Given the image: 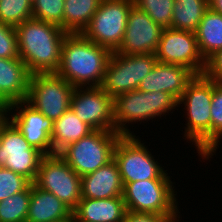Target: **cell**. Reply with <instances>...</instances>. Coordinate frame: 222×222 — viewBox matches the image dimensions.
<instances>
[{"mask_svg":"<svg viewBox=\"0 0 222 222\" xmlns=\"http://www.w3.org/2000/svg\"><path fill=\"white\" fill-rule=\"evenodd\" d=\"M17 49L31 74L56 73L68 35L60 26L30 18L15 27Z\"/></svg>","mask_w":222,"mask_h":222,"instance_id":"cell-1","label":"cell"},{"mask_svg":"<svg viewBox=\"0 0 222 222\" xmlns=\"http://www.w3.org/2000/svg\"><path fill=\"white\" fill-rule=\"evenodd\" d=\"M112 53L82 34H68L62 44L56 74L74 87L101 86Z\"/></svg>","mask_w":222,"mask_h":222,"instance_id":"cell-2","label":"cell"},{"mask_svg":"<svg viewBox=\"0 0 222 222\" xmlns=\"http://www.w3.org/2000/svg\"><path fill=\"white\" fill-rule=\"evenodd\" d=\"M213 96V80L203 75L195 77L187 84L178 100L186 109L187 127L184 139L194 143L197 153L203 159L211 158V99Z\"/></svg>","mask_w":222,"mask_h":222,"instance_id":"cell-3","label":"cell"},{"mask_svg":"<svg viewBox=\"0 0 222 222\" xmlns=\"http://www.w3.org/2000/svg\"><path fill=\"white\" fill-rule=\"evenodd\" d=\"M113 105L115 131L120 136H135L128 129L129 123L140 122L141 124L142 121L147 120L146 122H148L155 117L166 116V113L178 107V100L170 93L163 91L142 92L133 90L118 95L113 99Z\"/></svg>","mask_w":222,"mask_h":222,"instance_id":"cell-4","label":"cell"},{"mask_svg":"<svg viewBox=\"0 0 222 222\" xmlns=\"http://www.w3.org/2000/svg\"><path fill=\"white\" fill-rule=\"evenodd\" d=\"M120 137L116 131L94 130L66 146L58 155L82 177L114 159V149Z\"/></svg>","mask_w":222,"mask_h":222,"instance_id":"cell-5","label":"cell"},{"mask_svg":"<svg viewBox=\"0 0 222 222\" xmlns=\"http://www.w3.org/2000/svg\"><path fill=\"white\" fill-rule=\"evenodd\" d=\"M174 183L170 179H149L123 186V200L131 212L178 215L179 206Z\"/></svg>","mask_w":222,"mask_h":222,"instance_id":"cell-6","label":"cell"},{"mask_svg":"<svg viewBox=\"0 0 222 222\" xmlns=\"http://www.w3.org/2000/svg\"><path fill=\"white\" fill-rule=\"evenodd\" d=\"M138 136H121L114 149L116 161L123 186L129 182L149 179H170Z\"/></svg>","mask_w":222,"mask_h":222,"instance_id":"cell-7","label":"cell"},{"mask_svg":"<svg viewBox=\"0 0 222 222\" xmlns=\"http://www.w3.org/2000/svg\"><path fill=\"white\" fill-rule=\"evenodd\" d=\"M134 0H101L82 35L112 52L121 45Z\"/></svg>","mask_w":222,"mask_h":222,"instance_id":"cell-8","label":"cell"},{"mask_svg":"<svg viewBox=\"0 0 222 222\" xmlns=\"http://www.w3.org/2000/svg\"><path fill=\"white\" fill-rule=\"evenodd\" d=\"M157 63L156 55H124L113 52L105 70L102 89L113 99L120 94L138 90L142 79Z\"/></svg>","mask_w":222,"mask_h":222,"instance_id":"cell-9","label":"cell"},{"mask_svg":"<svg viewBox=\"0 0 222 222\" xmlns=\"http://www.w3.org/2000/svg\"><path fill=\"white\" fill-rule=\"evenodd\" d=\"M74 89L56 73L31 74L26 101L54 122L70 109Z\"/></svg>","mask_w":222,"mask_h":222,"instance_id":"cell-10","label":"cell"},{"mask_svg":"<svg viewBox=\"0 0 222 222\" xmlns=\"http://www.w3.org/2000/svg\"><path fill=\"white\" fill-rule=\"evenodd\" d=\"M33 184L66 204L72 211L82 198L81 177L58 155H45Z\"/></svg>","mask_w":222,"mask_h":222,"instance_id":"cell-11","label":"cell"},{"mask_svg":"<svg viewBox=\"0 0 222 222\" xmlns=\"http://www.w3.org/2000/svg\"><path fill=\"white\" fill-rule=\"evenodd\" d=\"M44 156L25 140L23 134L7 118L0 127V167L12 170L33 183Z\"/></svg>","mask_w":222,"mask_h":222,"instance_id":"cell-12","label":"cell"},{"mask_svg":"<svg viewBox=\"0 0 222 222\" xmlns=\"http://www.w3.org/2000/svg\"><path fill=\"white\" fill-rule=\"evenodd\" d=\"M157 62L182 65L195 75H203L206 61L202 57L195 32L163 28L155 53Z\"/></svg>","mask_w":222,"mask_h":222,"instance_id":"cell-13","label":"cell"},{"mask_svg":"<svg viewBox=\"0 0 222 222\" xmlns=\"http://www.w3.org/2000/svg\"><path fill=\"white\" fill-rule=\"evenodd\" d=\"M70 109L94 130L115 131L113 98L101 86L75 87Z\"/></svg>","mask_w":222,"mask_h":222,"instance_id":"cell-14","label":"cell"},{"mask_svg":"<svg viewBox=\"0 0 222 222\" xmlns=\"http://www.w3.org/2000/svg\"><path fill=\"white\" fill-rule=\"evenodd\" d=\"M8 113V119L17 127L32 147L38 149L44 155L54 154L51 141L54 125L52 120L37 111L27 101H17L10 104Z\"/></svg>","mask_w":222,"mask_h":222,"instance_id":"cell-15","label":"cell"},{"mask_svg":"<svg viewBox=\"0 0 222 222\" xmlns=\"http://www.w3.org/2000/svg\"><path fill=\"white\" fill-rule=\"evenodd\" d=\"M163 28L156 24L146 12L132 5L123 41L115 51L119 54H155Z\"/></svg>","mask_w":222,"mask_h":222,"instance_id":"cell-16","label":"cell"},{"mask_svg":"<svg viewBox=\"0 0 222 222\" xmlns=\"http://www.w3.org/2000/svg\"><path fill=\"white\" fill-rule=\"evenodd\" d=\"M194 77L195 74L185 66L157 62L151 72L142 79L138 90L163 91L179 100L187 84Z\"/></svg>","mask_w":222,"mask_h":222,"instance_id":"cell-17","label":"cell"},{"mask_svg":"<svg viewBox=\"0 0 222 222\" xmlns=\"http://www.w3.org/2000/svg\"><path fill=\"white\" fill-rule=\"evenodd\" d=\"M81 195V199L122 197L123 183L114 159L96 171L81 177Z\"/></svg>","mask_w":222,"mask_h":222,"instance_id":"cell-18","label":"cell"},{"mask_svg":"<svg viewBox=\"0 0 222 222\" xmlns=\"http://www.w3.org/2000/svg\"><path fill=\"white\" fill-rule=\"evenodd\" d=\"M31 73L23 60L0 58V94L10 103L26 101Z\"/></svg>","mask_w":222,"mask_h":222,"instance_id":"cell-19","label":"cell"},{"mask_svg":"<svg viewBox=\"0 0 222 222\" xmlns=\"http://www.w3.org/2000/svg\"><path fill=\"white\" fill-rule=\"evenodd\" d=\"M126 211L123 197L81 199L72 215L78 222H123Z\"/></svg>","mask_w":222,"mask_h":222,"instance_id":"cell-20","label":"cell"},{"mask_svg":"<svg viewBox=\"0 0 222 222\" xmlns=\"http://www.w3.org/2000/svg\"><path fill=\"white\" fill-rule=\"evenodd\" d=\"M72 210L53 193L31 183V198L26 222H60L69 218Z\"/></svg>","mask_w":222,"mask_h":222,"instance_id":"cell-21","label":"cell"},{"mask_svg":"<svg viewBox=\"0 0 222 222\" xmlns=\"http://www.w3.org/2000/svg\"><path fill=\"white\" fill-rule=\"evenodd\" d=\"M94 129L81 121L71 110H67L60 118L54 121L51 134L52 149L58 154L71 143L89 135Z\"/></svg>","mask_w":222,"mask_h":222,"instance_id":"cell-22","label":"cell"},{"mask_svg":"<svg viewBox=\"0 0 222 222\" xmlns=\"http://www.w3.org/2000/svg\"><path fill=\"white\" fill-rule=\"evenodd\" d=\"M199 51L207 61L222 50V15L208 9L195 31Z\"/></svg>","mask_w":222,"mask_h":222,"instance_id":"cell-23","label":"cell"},{"mask_svg":"<svg viewBox=\"0 0 222 222\" xmlns=\"http://www.w3.org/2000/svg\"><path fill=\"white\" fill-rule=\"evenodd\" d=\"M101 0H64L63 30L82 34L98 10Z\"/></svg>","mask_w":222,"mask_h":222,"instance_id":"cell-24","label":"cell"},{"mask_svg":"<svg viewBox=\"0 0 222 222\" xmlns=\"http://www.w3.org/2000/svg\"><path fill=\"white\" fill-rule=\"evenodd\" d=\"M207 10L208 0H175L170 28L195 32Z\"/></svg>","mask_w":222,"mask_h":222,"instance_id":"cell-25","label":"cell"},{"mask_svg":"<svg viewBox=\"0 0 222 222\" xmlns=\"http://www.w3.org/2000/svg\"><path fill=\"white\" fill-rule=\"evenodd\" d=\"M31 198V184L19 193L0 201V222H26Z\"/></svg>","mask_w":222,"mask_h":222,"instance_id":"cell-26","label":"cell"},{"mask_svg":"<svg viewBox=\"0 0 222 222\" xmlns=\"http://www.w3.org/2000/svg\"><path fill=\"white\" fill-rule=\"evenodd\" d=\"M32 18V0H0V21L12 27Z\"/></svg>","mask_w":222,"mask_h":222,"instance_id":"cell-27","label":"cell"},{"mask_svg":"<svg viewBox=\"0 0 222 222\" xmlns=\"http://www.w3.org/2000/svg\"><path fill=\"white\" fill-rule=\"evenodd\" d=\"M175 0H134V4L162 28H170Z\"/></svg>","mask_w":222,"mask_h":222,"instance_id":"cell-28","label":"cell"},{"mask_svg":"<svg viewBox=\"0 0 222 222\" xmlns=\"http://www.w3.org/2000/svg\"><path fill=\"white\" fill-rule=\"evenodd\" d=\"M64 0H32V17L63 29Z\"/></svg>","mask_w":222,"mask_h":222,"instance_id":"cell-29","label":"cell"},{"mask_svg":"<svg viewBox=\"0 0 222 222\" xmlns=\"http://www.w3.org/2000/svg\"><path fill=\"white\" fill-rule=\"evenodd\" d=\"M211 157L216 153L222 138V83L213 80L211 99ZM219 142V143H218Z\"/></svg>","mask_w":222,"mask_h":222,"instance_id":"cell-30","label":"cell"},{"mask_svg":"<svg viewBox=\"0 0 222 222\" xmlns=\"http://www.w3.org/2000/svg\"><path fill=\"white\" fill-rule=\"evenodd\" d=\"M30 184L24 176L0 167V201L24 191Z\"/></svg>","mask_w":222,"mask_h":222,"instance_id":"cell-31","label":"cell"},{"mask_svg":"<svg viewBox=\"0 0 222 222\" xmlns=\"http://www.w3.org/2000/svg\"><path fill=\"white\" fill-rule=\"evenodd\" d=\"M17 34L15 27L0 21V58H18Z\"/></svg>","mask_w":222,"mask_h":222,"instance_id":"cell-32","label":"cell"},{"mask_svg":"<svg viewBox=\"0 0 222 222\" xmlns=\"http://www.w3.org/2000/svg\"><path fill=\"white\" fill-rule=\"evenodd\" d=\"M179 218L180 215H158L127 210L123 222H177Z\"/></svg>","mask_w":222,"mask_h":222,"instance_id":"cell-33","label":"cell"},{"mask_svg":"<svg viewBox=\"0 0 222 222\" xmlns=\"http://www.w3.org/2000/svg\"><path fill=\"white\" fill-rule=\"evenodd\" d=\"M204 75L217 83H222V50L216 52L206 61Z\"/></svg>","mask_w":222,"mask_h":222,"instance_id":"cell-34","label":"cell"},{"mask_svg":"<svg viewBox=\"0 0 222 222\" xmlns=\"http://www.w3.org/2000/svg\"><path fill=\"white\" fill-rule=\"evenodd\" d=\"M208 9L222 15V0H208Z\"/></svg>","mask_w":222,"mask_h":222,"instance_id":"cell-35","label":"cell"},{"mask_svg":"<svg viewBox=\"0 0 222 222\" xmlns=\"http://www.w3.org/2000/svg\"><path fill=\"white\" fill-rule=\"evenodd\" d=\"M8 109L0 108V127L8 118Z\"/></svg>","mask_w":222,"mask_h":222,"instance_id":"cell-36","label":"cell"},{"mask_svg":"<svg viewBox=\"0 0 222 222\" xmlns=\"http://www.w3.org/2000/svg\"><path fill=\"white\" fill-rule=\"evenodd\" d=\"M10 103L0 94V108L9 109Z\"/></svg>","mask_w":222,"mask_h":222,"instance_id":"cell-37","label":"cell"},{"mask_svg":"<svg viewBox=\"0 0 222 222\" xmlns=\"http://www.w3.org/2000/svg\"><path fill=\"white\" fill-rule=\"evenodd\" d=\"M60 222H78V221L73 215H71L69 218L62 220Z\"/></svg>","mask_w":222,"mask_h":222,"instance_id":"cell-38","label":"cell"}]
</instances>
